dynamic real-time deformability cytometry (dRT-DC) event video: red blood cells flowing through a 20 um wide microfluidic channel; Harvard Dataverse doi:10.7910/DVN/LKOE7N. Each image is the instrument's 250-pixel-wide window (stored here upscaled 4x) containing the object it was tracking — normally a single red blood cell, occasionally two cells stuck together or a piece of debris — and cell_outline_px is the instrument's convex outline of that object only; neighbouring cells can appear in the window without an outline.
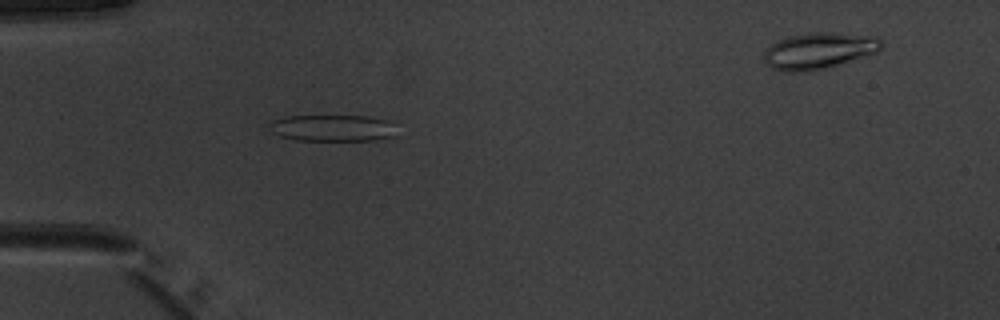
{"species": "common noctule bat (a hibernating species)", "species_latin": "Nyctalus noctula", "temperature_condition": "warm", "stored_images_in_passage": 51, "camera_frame_rate_fps": 3000, "um_per_image_px": 0.085, "animal": {"sex": "male", "body_mass_g": 20.1, "forearm_length_mm": 53.5}, "frame": {"image": 1, "passage_image": 15, "time_ms": 4.667, "image_size_px": [1000, 320], "cell_outline_px": [[400, 136], [372, 140], [296, 140], [280, 136], [272, 132], [268, 124], [272, 120], [284, 116], [368, 116], [388, 120]], "centroid_in_image_um": [28.28, 10.88], "position_along_channel_um": 56.7, "area_um2": 19.88}}
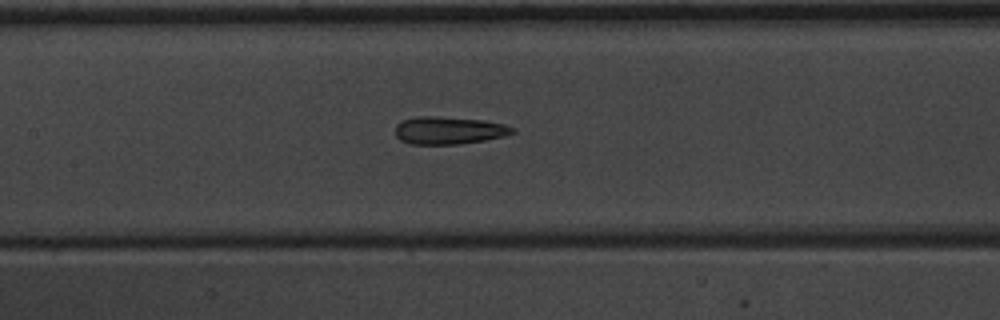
{"frame": {"image": 2, "passage_image": 24, "time_ms": 7.667, "image_size_px": [1000, 320], "cell_outline_px": [[516, 132], [504, 136], [484, 140], [460, 144], [412, 144], [400, 140], [396, 136], [396, 124], [404, 120], [416, 116], [436, 116], [484, 120], [504, 124], [516, 128]], "centroid_in_image_um": [38.17, 11.08], "position_along_channel_um": 169.2, "area_um2": 18.9}}
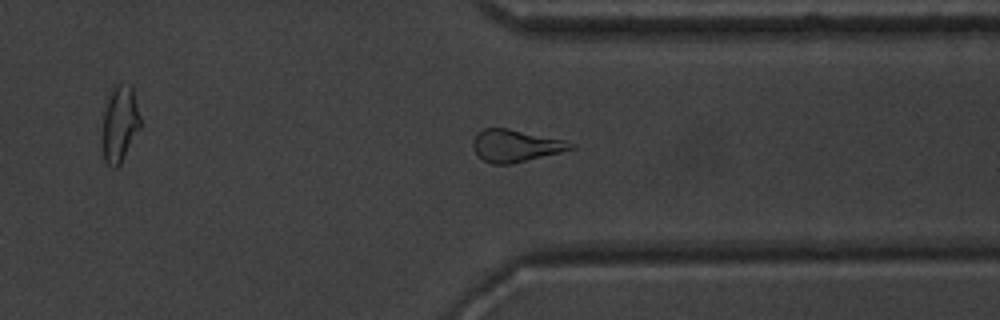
{"frame": {"image": 3, "passage_image": 39, "time_ms": 12.667, "image_size_px": [1000, 320], "cell_outline_px": [[576, 148], [512, 164], [492, 164], [484, 160], [472, 148], [472, 140], [484, 128], [508, 128], [564, 140], [576, 144]], "centroid_in_image_um": [43.83, 12.39], "position_along_channel_um": 367.6, "area_um2": 18.21}, "authors_computed_cell_mechanics": {"area_um2": 19.0162, "velocity_mm_per_s": 3.9767, "shape_relaxation_time_tau1_ms": null, "shape_relaxation_time_tau2_ms": 3.9826, "deformation_change_tau1": null, "deformation_change_tau2": 0.1567}}